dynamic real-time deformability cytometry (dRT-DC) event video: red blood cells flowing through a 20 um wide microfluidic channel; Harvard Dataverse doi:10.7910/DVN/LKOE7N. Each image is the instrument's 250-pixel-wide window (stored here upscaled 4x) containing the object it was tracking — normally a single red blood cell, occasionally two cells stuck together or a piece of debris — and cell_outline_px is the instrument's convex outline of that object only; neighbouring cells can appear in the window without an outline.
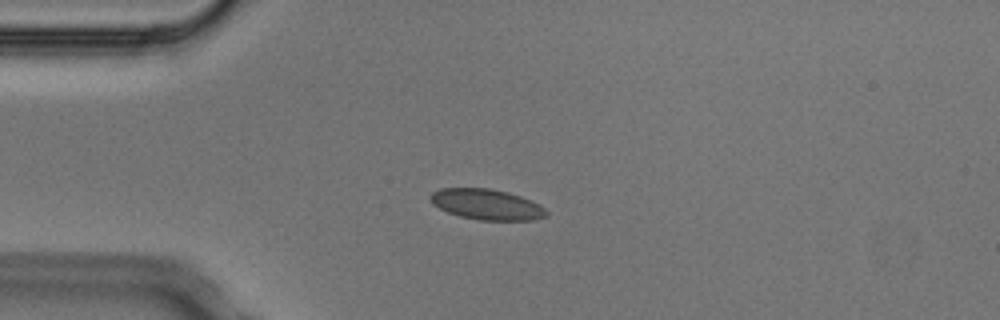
{"species": "Egyptian fruit bat (a non-hibernating species)", "species_latin": "Rousettus aegyptiacus", "temperature_condition": "cold", "stored_images_in_passage": 9, "camera_frame_rate_fps": 3000, "um_per_image_px": 0.085, "animal": {"sex": "male"}, "frame": {"image": 1, "passage_image": 4, "time_ms": 1.0, "image_size_px": [1000, 320], "cell_outline_px": [[548, 216], [532, 220], [480, 220], [460, 216], [448, 212], [432, 204], [428, 196], [432, 192], [440, 188], [492, 188], [508, 192], [520, 196], [540, 204], [548, 212]], "centroid_in_image_um": [41.37, 17.37], "position_along_channel_um": 43.6, "area_um2": 20.81}}
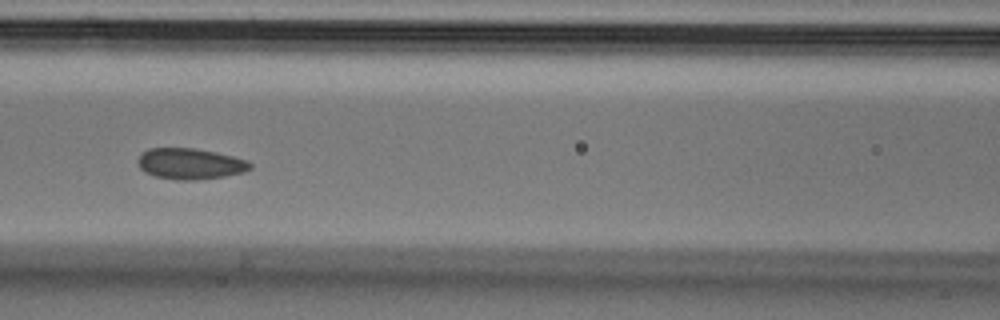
{"frame": {"image": 2, "passage_image": 7, "time_ms": 2.0, "image_size_px": [1000, 320], "cell_outline_px": [[252, 168], [244, 172], [224, 176], [196, 180], [176, 180], [156, 176], [144, 172], [140, 168], [136, 160], [148, 148], [192, 148], [216, 152], [248, 160], [252, 164]], "centroid_in_image_um": [16.17, 13.92], "position_along_channel_um": 150.4, "area_um2": 20.29}}
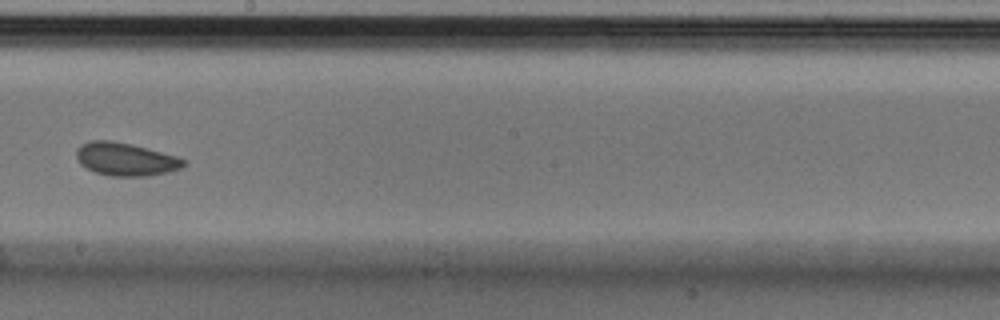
{"frame": {"image": 3, "passage_image": 9, "time_ms": 2.667, "image_size_px": [1000, 320], "cell_outline_px": [[188, 164], [180, 168], [168, 172], [148, 176], [108, 176], [96, 172], [80, 164], [76, 156], [76, 148], [80, 144], [88, 140], [108, 140], [132, 144], [176, 156], [188, 160]], "centroid_in_image_um": [10.68, 13.53], "position_along_channel_um": 237.5, "area_um2": 20.81}}